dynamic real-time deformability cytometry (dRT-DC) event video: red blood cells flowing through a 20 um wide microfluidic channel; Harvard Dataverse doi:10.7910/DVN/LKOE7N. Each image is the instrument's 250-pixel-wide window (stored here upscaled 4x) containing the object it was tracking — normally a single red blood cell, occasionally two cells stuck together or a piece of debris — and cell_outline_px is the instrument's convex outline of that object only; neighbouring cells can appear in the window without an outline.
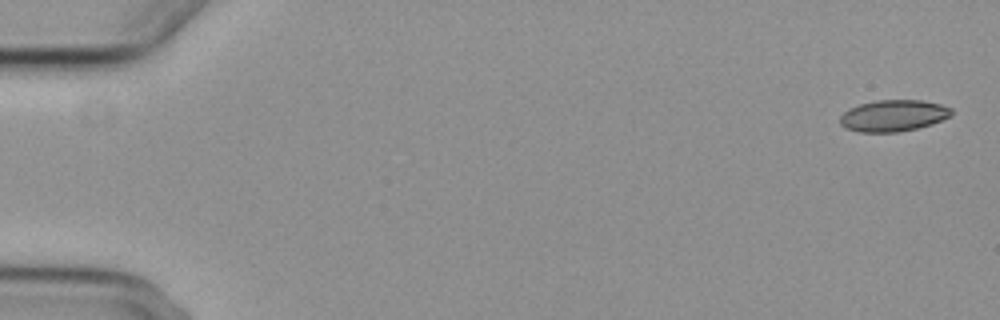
{"species": "common noctule bat (a hibernating species)", "species_latin": "Nyctalus noctula", "temperature_condition": "cold", "stored_images_in_passage": 7, "camera_frame_rate_fps": 3000, "um_per_image_px": 0.085, "animal": {"sex": "female", "body_mass_g": 29.2, "forearm_length_mm": 56.3}, "frame": {"image": 1, "passage_image": 1, "time_ms": 0.0, "image_size_px": [1000, 320], "cell_outline_px": [[952, 116], [932, 124], [916, 128], [896, 132], [860, 132], [844, 128], [840, 124], [840, 116], [848, 108], [860, 104], [876, 100], [920, 100], [940, 104], [952, 108]], "centroid_in_image_um": [75.92, 9.83], "position_along_channel_um": 9.1, "area_um2": 20.52}}
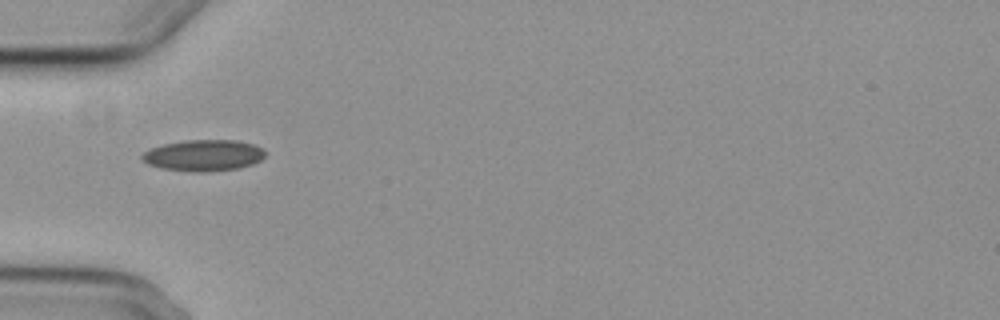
{"frame": {"image": 2, "passage_image": 5, "time_ms": 5.667, "image_size_px": [1000, 320], "cell_outline_px": [[264, 156], [260, 160], [252, 164], [240, 168], [208, 172], [192, 172], [160, 168], [148, 164], [140, 160], [140, 156], [144, 152], [152, 148], [164, 144], [184, 140], [236, 140], [252, 144], [264, 148]], "centroid_in_image_um": [17.28, 13.21], "position_along_channel_um": 67.7, "area_um2": 22.6}}
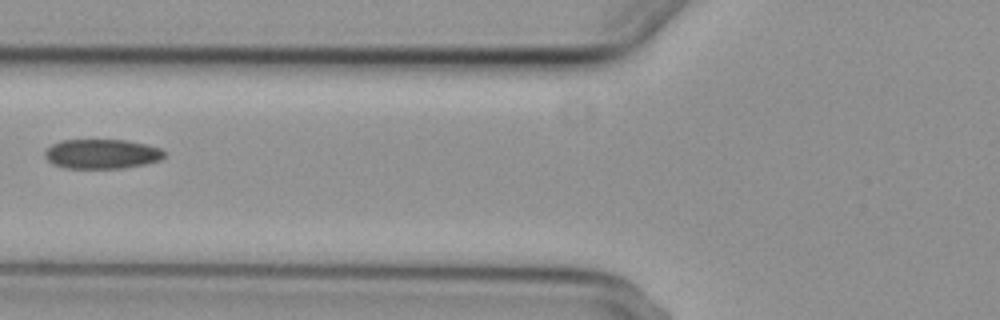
{"frame": {"image": 3, "passage_image": 6, "time_ms": 7.0, "image_size_px": [1000, 320], "cell_outline_px": [[164, 156], [160, 160], [144, 164], [124, 168], [64, 168], [52, 164], [44, 156], [44, 152], [52, 144], [60, 140], [124, 140], [144, 144], [160, 148], [164, 152]], "centroid_in_image_um": [8.62, 13.09], "position_along_channel_um": 117.2, "area_um2": 20.52}}